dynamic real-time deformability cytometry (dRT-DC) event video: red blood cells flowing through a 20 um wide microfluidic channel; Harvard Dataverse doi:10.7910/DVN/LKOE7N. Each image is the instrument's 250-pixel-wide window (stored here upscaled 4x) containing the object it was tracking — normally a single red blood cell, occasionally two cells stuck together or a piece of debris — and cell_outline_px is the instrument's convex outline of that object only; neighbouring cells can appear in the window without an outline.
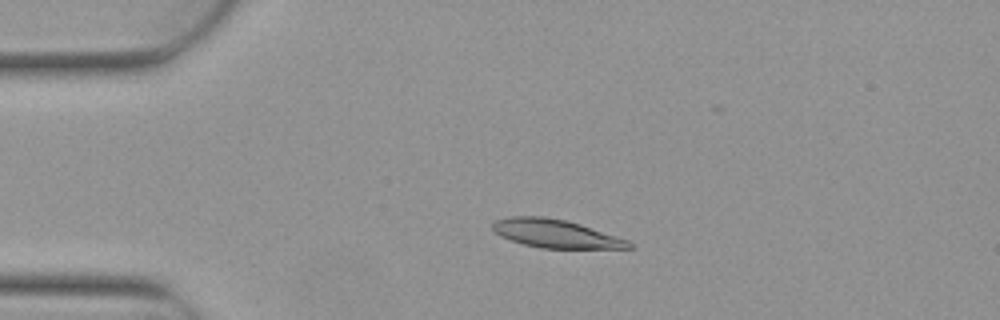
{"species": "Egyptian fruit bat (a non-hibernating species)", "species_latin": "Rousettus aegyptiacus", "temperature_condition": "warm", "stored_images_in_passage": 5, "camera_frame_rate_fps": 3000, "um_per_image_px": 0.085, "animal": {"sex": "female"}, "frame": {"image": 1, "passage_image": 4, "time_ms": 1.0, "image_size_px": [1000, 320], "cell_outline_px": [[632, 248], [540, 248], [524, 244], [500, 236], [492, 228], [492, 224], [496, 220], [512, 216], [544, 216], [564, 220], [580, 224], [628, 240], [632, 244]], "centroid_in_image_um": [47.21, 19.85], "position_along_channel_um": 37.8, "area_um2": 22.14}}